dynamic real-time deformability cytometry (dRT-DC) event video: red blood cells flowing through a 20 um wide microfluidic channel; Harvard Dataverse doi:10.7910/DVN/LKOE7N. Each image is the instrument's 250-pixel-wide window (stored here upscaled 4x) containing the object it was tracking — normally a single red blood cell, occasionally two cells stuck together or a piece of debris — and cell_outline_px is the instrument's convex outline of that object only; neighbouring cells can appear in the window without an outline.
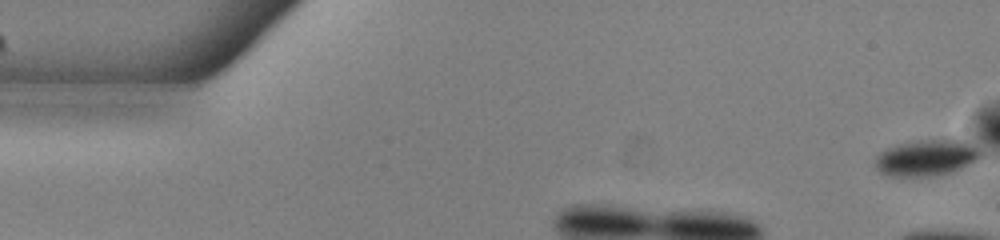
{"species": "common noctule bat (a hibernating species)", "species_latin": "Nyctalus noctula", "temperature_condition": "warm", "stored_images_in_passage": 10, "camera_frame_rate_fps": 3000, "um_per_image_px": 0.085, "animal": {"sex": "male", "body_mass_g": 13.0, "forearm_length_mm": 53.1}, "frame": {"image": 1, "passage_image": 1, "time_ms": 0.0, "image_size_px": [1000, 240], "cell_outline_px": [[976, 160], [972, 164], [948, 172], [932, 176], [888, 176], [880, 172], [876, 168], [876, 156], [880, 152], [888, 148], [900, 144], [916, 140], [964, 140], [976, 148]], "centroid_in_image_um": [78.67, 13.42], "position_along_channel_um": 6.3, "area_um2": 21.62}}